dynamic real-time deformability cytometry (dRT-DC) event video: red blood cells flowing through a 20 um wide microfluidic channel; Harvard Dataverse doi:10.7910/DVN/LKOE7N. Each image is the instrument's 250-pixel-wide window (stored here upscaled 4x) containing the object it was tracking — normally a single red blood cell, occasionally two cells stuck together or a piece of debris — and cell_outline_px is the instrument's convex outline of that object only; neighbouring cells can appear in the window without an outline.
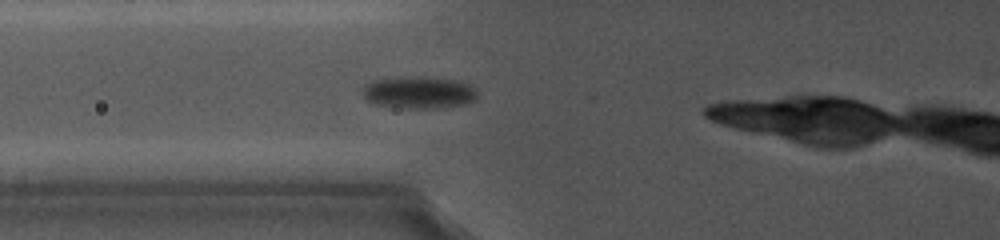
{"species": "common noctule bat (a hibernating species)", "species_latin": "Nyctalus noctula", "temperature_condition": "cold", "stored_images_in_passage": 4, "camera_frame_rate_fps": 5000, "um_per_image_px": 0.085, "animal": {"sex": "female", "body_mass_g": 19.0, "forearm_length_mm": 56.7}, "frame": {"image": 1, "passage_image": 4, "time_ms": 3.2, "image_size_px": [1000, 240], "cell_outline_px": [[476, 100], [464, 104], [436, 108], [404, 108], [376, 104], [368, 100], [364, 96], [364, 84], [372, 80], [400, 76], [420, 76], [456, 80], [468, 84], [476, 88]], "centroid_in_image_um": [35.6, 7.84], "position_along_channel_um": 90.2, "area_um2": 21.56}}